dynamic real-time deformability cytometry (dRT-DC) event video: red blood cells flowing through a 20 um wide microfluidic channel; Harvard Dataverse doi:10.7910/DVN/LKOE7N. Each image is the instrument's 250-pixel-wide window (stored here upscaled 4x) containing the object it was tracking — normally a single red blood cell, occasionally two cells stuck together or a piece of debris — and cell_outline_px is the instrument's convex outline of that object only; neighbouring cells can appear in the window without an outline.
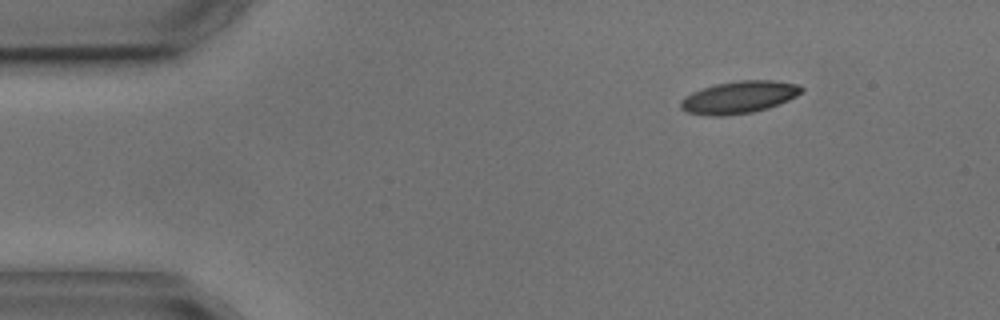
{"species": "common noctule bat (a hibernating species)", "species_latin": "Nyctalus noctula", "temperature_condition": "cold", "stored_images_in_passage": 4, "segment_of_instrument_passage": [1, 2], "camera_frame_rate_fps": 3000, "um_per_image_px": 0.085, "animal": {"sex": "male", "body_mass_g": 17.9, "forearm_length_mm": 54.2}, "frame": {"image": 1, "passage_image": 1, "time_ms": 0.0, "image_size_px": [1000, 320], "cell_outline_px": [[804, 92], [788, 100], [768, 108], [752, 112], [724, 116], [712, 116], [688, 112], [680, 108], [680, 100], [684, 96], [692, 92], [716, 84], [736, 80], [772, 80], [800, 84], [804, 88]], "centroid_in_image_um": [62.84, 8.26], "position_along_channel_um": 22.2, "area_um2": 22.83}}